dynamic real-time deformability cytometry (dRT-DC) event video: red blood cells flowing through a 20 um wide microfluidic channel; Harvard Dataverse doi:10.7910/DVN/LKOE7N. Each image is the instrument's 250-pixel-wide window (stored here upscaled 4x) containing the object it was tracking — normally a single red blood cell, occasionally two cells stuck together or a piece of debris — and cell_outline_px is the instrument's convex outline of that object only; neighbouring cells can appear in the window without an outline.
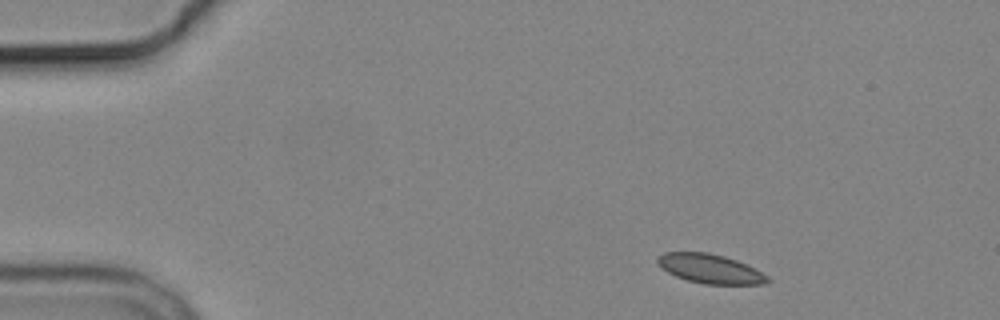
{"species": "common noctule bat (a hibernating species)", "species_latin": "Nyctalus noctula", "temperature_condition": "cold", "stored_images_in_passage": 4, "camera_frame_rate_fps": 3000, "um_per_image_px": 0.085, "animal": {"sex": "male", "body_mass_g": 19.2, "forearm_length_mm": 51.8}, "frame": {"image": 1, "passage_image": 1, "time_ms": 0.0, "image_size_px": [1000, 320], "cell_outline_px": [[772, 280], [764, 284], [704, 284], [688, 280], [676, 276], [668, 272], [656, 260], [656, 256], [664, 252], [708, 252], [724, 256], [748, 264], [768, 276]], "centroid_in_image_um": [60.39, 22.84], "position_along_channel_um": 24.6, "area_um2": 18.73}}
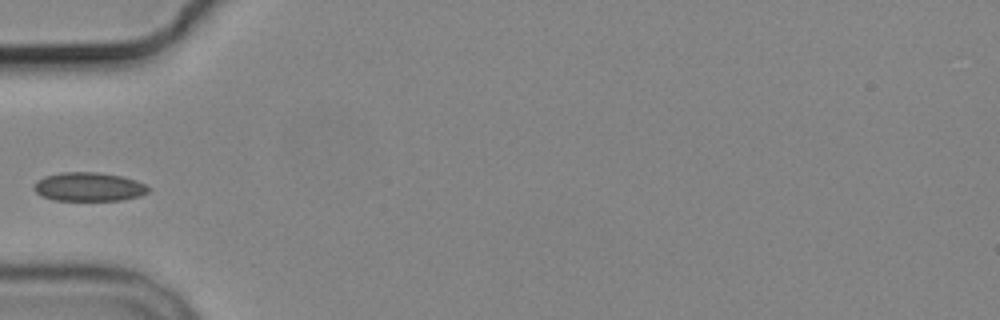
{"frame": {"image": 2, "passage_image": 3, "time_ms": 3.667, "image_size_px": [1000, 320], "cell_outline_px": [[152, 188], [148, 192], [140, 196], [120, 200], [52, 200], [36, 192], [32, 188], [36, 180], [44, 176], [60, 172], [96, 172], [124, 176], [136, 180]], "centroid_in_image_um": [7.55, 15.87], "position_along_channel_um": 77.4, "area_um2": 19.36}}
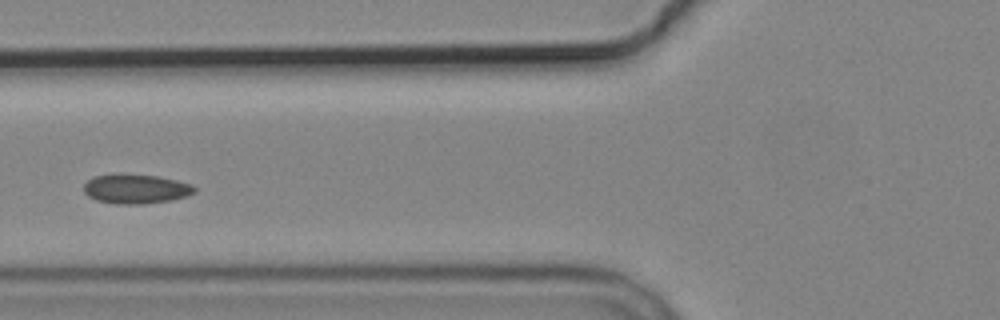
{"frame": {"image": 3, "passage_image": 4, "time_ms": 4.667, "image_size_px": [1000, 320], "cell_outline_px": [[196, 192], [172, 200], [144, 204], [116, 204], [96, 200], [88, 196], [84, 192], [84, 184], [92, 176], [156, 176], [176, 180], [192, 184], [196, 188]], "centroid_in_image_um": [11.56, 16.09], "position_along_channel_um": 114.2, "area_um2": 18.44}}